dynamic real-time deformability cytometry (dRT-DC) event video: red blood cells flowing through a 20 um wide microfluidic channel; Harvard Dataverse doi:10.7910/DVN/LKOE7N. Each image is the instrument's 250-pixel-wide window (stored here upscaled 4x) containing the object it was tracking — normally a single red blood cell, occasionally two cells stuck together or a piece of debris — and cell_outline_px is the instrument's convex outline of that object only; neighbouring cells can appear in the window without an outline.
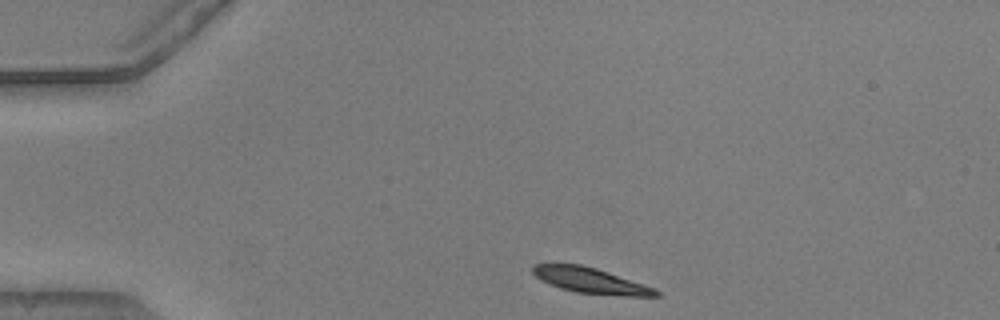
{"species": "common noctule bat (a hibernating species)", "species_latin": "Nyctalus noctula", "temperature_condition": "warm", "stored_images_in_passage": 43, "camera_frame_rate_fps": 3000, "um_per_image_px": 0.085, "animal": {"sex": "male", "body_mass_g": 20.5, "forearm_length_mm": 52.5}, "frame": {"image": 1, "passage_image": 1, "time_ms": 0.0, "image_size_px": [1000, 320], "cell_outline_px": [[660, 296], [624, 296], [576, 292], [560, 288], [536, 276], [532, 272], [532, 264], [580, 264], [596, 268], [656, 288], [660, 292]], "centroid_in_image_um": [50.25, 23.85], "position_along_channel_um": 34.8, "area_um2": 18.09}}
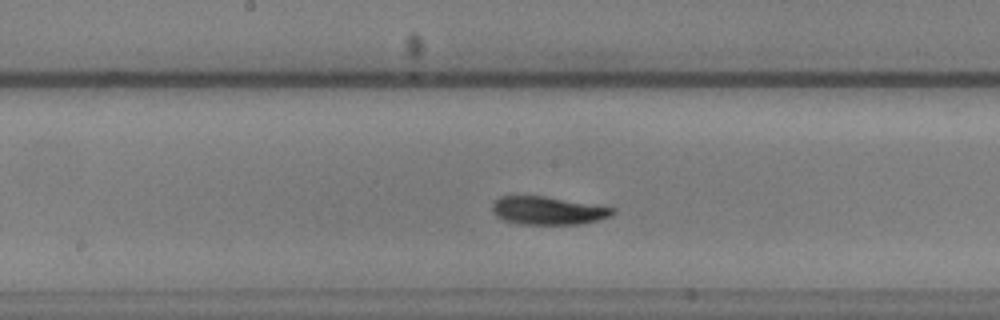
{"frame": {"image": 2, "passage_image": 18, "time_ms": 5.667, "image_size_px": [1000, 320], "cell_outline_px": [[616, 212], [612, 216], [580, 224], [520, 224], [504, 220], [496, 216], [492, 212], [492, 204], [500, 196], [544, 196], [616, 208]], "centroid_in_image_um": [46.57, 17.9], "position_along_channel_um": 201.6, "area_um2": 19.65}}
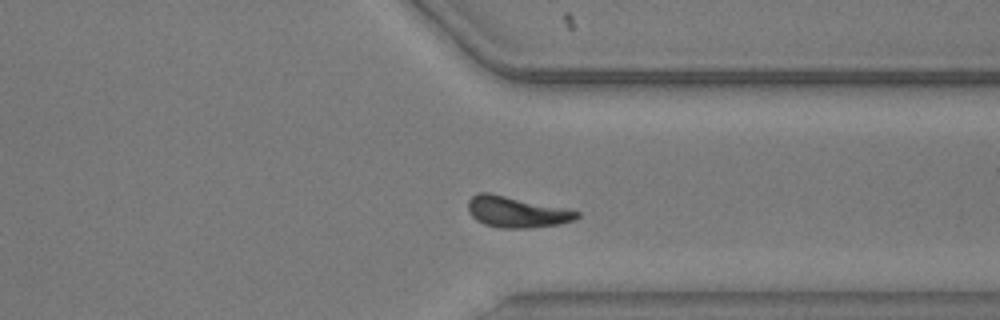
{"frame": {"image": 3, "passage_image": 31, "time_ms": 10.0, "image_size_px": [1000, 320], "cell_outline_px": [[580, 216], [576, 220], [560, 224], [532, 228], [500, 228], [484, 224], [476, 220], [468, 212], [468, 200], [476, 192], [488, 192], [568, 208], [580, 212]], "centroid_in_image_um": [43.93, 18.01], "position_along_channel_um": 367.5, "area_um2": 20.06}, "authors_computed_cell_mechanics": {"area_um2": 19.3052, "velocity_mm_per_s": 3.8339, "shape_relaxation_time_tau1_ms": 1.7719, "shape_relaxation_time_tau2_ms": 8.5717, "deformation_change_tau1": 0.1102, "deformation_change_tau2": 0.1535}}